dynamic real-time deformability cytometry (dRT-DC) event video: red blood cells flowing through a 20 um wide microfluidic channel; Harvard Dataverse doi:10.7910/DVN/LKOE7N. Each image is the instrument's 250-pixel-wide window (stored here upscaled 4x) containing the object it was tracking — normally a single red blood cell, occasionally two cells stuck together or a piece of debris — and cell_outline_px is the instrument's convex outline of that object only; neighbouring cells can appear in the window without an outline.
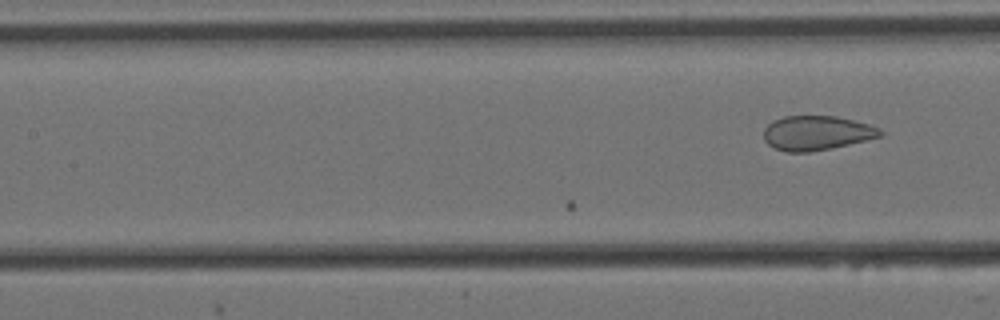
{"species": "Egyptian fruit bat (a non-hibernating species)", "species_latin": "Rousettus aegyptiacus", "temperature_condition": "cold", "stored_images_in_passage": 12, "camera_frame_rate_fps": 3000, "um_per_image_px": 0.085, "animal": {"sex": "female"}, "frame": {"image": 1, "passage_image": 12, "time_ms": 3.667, "image_size_px": [1000, 320], "cell_outline_px": [[884, 136], [832, 148], [808, 152], [784, 152], [768, 144], [764, 140], [764, 128], [772, 120], [784, 116], [836, 116], [868, 124], [880, 128], [884, 132]], "centroid_in_image_um": [69.42, 11.3], "position_along_channel_um": 138.0, "area_um2": 23.52}}